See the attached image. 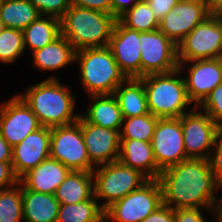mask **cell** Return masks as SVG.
<instances>
[{"label": "cell", "mask_w": 222, "mask_h": 222, "mask_svg": "<svg viewBox=\"0 0 222 222\" xmlns=\"http://www.w3.org/2000/svg\"><path fill=\"white\" fill-rule=\"evenodd\" d=\"M163 204L178 208H205L212 212L220 185L208 159L188 158L160 173ZM216 190V191H215ZM215 191V192H214Z\"/></svg>", "instance_id": "1"}, {"label": "cell", "mask_w": 222, "mask_h": 222, "mask_svg": "<svg viewBox=\"0 0 222 222\" xmlns=\"http://www.w3.org/2000/svg\"><path fill=\"white\" fill-rule=\"evenodd\" d=\"M183 71L149 74L140 77L145 88L149 112L157 118H179L192 111L193 104L187 94ZM187 108V109H186Z\"/></svg>", "instance_id": "4"}, {"label": "cell", "mask_w": 222, "mask_h": 222, "mask_svg": "<svg viewBox=\"0 0 222 222\" xmlns=\"http://www.w3.org/2000/svg\"><path fill=\"white\" fill-rule=\"evenodd\" d=\"M51 128L41 126L12 148V167L20 179L50 157Z\"/></svg>", "instance_id": "17"}, {"label": "cell", "mask_w": 222, "mask_h": 222, "mask_svg": "<svg viewBox=\"0 0 222 222\" xmlns=\"http://www.w3.org/2000/svg\"><path fill=\"white\" fill-rule=\"evenodd\" d=\"M212 212L211 214H215V222H222V200L220 199H215V201L213 202V206H212Z\"/></svg>", "instance_id": "44"}, {"label": "cell", "mask_w": 222, "mask_h": 222, "mask_svg": "<svg viewBox=\"0 0 222 222\" xmlns=\"http://www.w3.org/2000/svg\"><path fill=\"white\" fill-rule=\"evenodd\" d=\"M75 49L70 41L60 35L52 43L35 50L33 65L39 70L55 71L75 61Z\"/></svg>", "instance_id": "23"}, {"label": "cell", "mask_w": 222, "mask_h": 222, "mask_svg": "<svg viewBox=\"0 0 222 222\" xmlns=\"http://www.w3.org/2000/svg\"><path fill=\"white\" fill-rule=\"evenodd\" d=\"M50 158L73 171H93L82 134L81 115L76 122L51 128Z\"/></svg>", "instance_id": "8"}, {"label": "cell", "mask_w": 222, "mask_h": 222, "mask_svg": "<svg viewBox=\"0 0 222 222\" xmlns=\"http://www.w3.org/2000/svg\"><path fill=\"white\" fill-rule=\"evenodd\" d=\"M140 31L125 27L118 19L114 25L108 47L120 70L127 78L141 77Z\"/></svg>", "instance_id": "16"}, {"label": "cell", "mask_w": 222, "mask_h": 222, "mask_svg": "<svg viewBox=\"0 0 222 222\" xmlns=\"http://www.w3.org/2000/svg\"><path fill=\"white\" fill-rule=\"evenodd\" d=\"M199 111V112H198ZM198 107L181 116L183 142L187 158L208 159L221 129Z\"/></svg>", "instance_id": "11"}, {"label": "cell", "mask_w": 222, "mask_h": 222, "mask_svg": "<svg viewBox=\"0 0 222 222\" xmlns=\"http://www.w3.org/2000/svg\"><path fill=\"white\" fill-rule=\"evenodd\" d=\"M222 130V82L198 106Z\"/></svg>", "instance_id": "33"}, {"label": "cell", "mask_w": 222, "mask_h": 222, "mask_svg": "<svg viewBox=\"0 0 222 222\" xmlns=\"http://www.w3.org/2000/svg\"><path fill=\"white\" fill-rule=\"evenodd\" d=\"M118 161L125 166L138 170L147 179H159L162 172L156 164L151 142L120 139Z\"/></svg>", "instance_id": "20"}, {"label": "cell", "mask_w": 222, "mask_h": 222, "mask_svg": "<svg viewBox=\"0 0 222 222\" xmlns=\"http://www.w3.org/2000/svg\"><path fill=\"white\" fill-rule=\"evenodd\" d=\"M40 127L37 116L17 94L0 105V132L12 148Z\"/></svg>", "instance_id": "14"}, {"label": "cell", "mask_w": 222, "mask_h": 222, "mask_svg": "<svg viewBox=\"0 0 222 222\" xmlns=\"http://www.w3.org/2000/svg\"><path fill=\"white\" fill-rule=\"evenodd\" d=\"M40 16L29 0H3L0 4V19L9 28L23 31Z\"/></svg>", "instance_id": "27"}, {"label": "cell", "mask_w": 222, "mask_h": 222, "mask_svg": "<svg viewBox=\"0 0 222 222\" xmlns=\"http://www.w3.org/2000/svg\"><path fill=\"white\" fill-rule=\"evenodd\" d=\"M214 153V154H213ZM210 168L222 189V130L215 138L212 151L208 158Z\"/></svg>", "instance_id": "35"}, {"label": "cell", "mask_w": 222, "mask_h": 222, "mask_svg": "<svg viewBox=\"0 0 222 222\" xmlns=\"http://www.w3.org/2000/svg\"><path fill=\"white\" fill-rule=\"evenodd\" d=\"M155 18L160 20L173 9L180 0H146Z\"/></svg>", "instance_id": "39"}, {"label": "cell", "mask_w": 222, "mask_h": 222, "mask_svg": "<svg viewBox=\"0 0 222 222\" xmlns=\"http://www.w3.org/2000/svg\"><path fill=\"white\" fill-rule=\"evenodd\" d=\"M201 213L202 210L200 208L174 209L175 222H207Z\"/></svg>", "instance_id": "37"}, {"label": "cell", "mask_w": 222, "mask_h": 222, "mask_svg": "<svg viewBox=\"0 0 222 222\" xmlns=\"http://www.w3.org/2000/svg\"><path fill=\"white\" fill-rule=\"evenodd\" d=\"M23 221L57 222L60 203L54 194L38 193L22 185Z\"/></svg>", "instance_id": "22"}, {"label": "cell", "mask_w": 222, "mask_h": 222, "mask_svg": "<svg viewBox=\"0 0 222 222\" xmlns=\"http://www.w3.org/2000/svg\"><path fill=\"white\" fill-rule=\"evenodd\" d=\"M151 145L156 164L161 171L188 159L183 142L181 117L159 118Z\"/></svg>", "instance_id": "12"}, {"label": "cell", "mask_w": 222, "mask_h": 222, "mask_svg": "<svg viewBox=\"0 0 222 222\" xmlns=\"http://www.w3.org/2000/svg\"><path fill=\"white\" fill-rule=\"evenodd\" d=\"M163 205L159 179H148L138 189L116 201L104 211V220L141 222Z\"/></svg>", "instance_id": "7"}, {"label": "cell", "mask_w": 222, "mask_h": 222, "mask_svg": "<svg viewBox=\"0 0 222 222\" xmlns=\"http://www.w3.org/2000/svg\"><path fill=\"white\" fill-rule=\"evenodd\" d=\"M140 0H111L112 15L118 19L127 10L131 9Z\"/></svg>", "instance_id": "41"}, {"label": "cell", "mask_w": 222, "mask_h": 222, "mask_svg": "<svg viewBox=\"0 0 222 222\" xmlns=\"http://www.w3.org/2000/svg\"><path fill=\"white\" fill-rule=\"evenodd\" d=\"M71 170L58 160L48 158L29 170L19 182L28 190L38 193L55 194L58 186Z\"/></svg>", "instance_id": "19"}, {"label": "cell", "mask_w": 222, "mask_h": 222, "mask_svg": "<svg viewBox=\"0 0 222 222\" xmlns=\"http://www.w3.org/2000/svg\"><path fill=\"white\" fill-rule=\"evenodd\" d=\"M24 51L23 31L6 27L0 33V62L14 63Z\"/></svg>", "instance_id": "32"}, {"label": "cell", "mask_w": 222, "mask_h": 222, "mask_svg": "<svg viewBox=\"0 0 222 222\" xmlns=\"http://www.w3.org/2000/svg\"><path fill=\"white\" fill-rule=\"evenodd\" d=\"M141 77L178 69L177 44L159 29L140 32Z\"/></svg>", "instance_id": "10"}, {"label": "cell", "mask_w": 222, "mask_h": 222, "mask_svg": "<svg viewBox=\"0 0 222 222\" xmlns=\"http://www.w3.org/2000/svg\"><path fill=\"white\" fill-rule=\"evenodd\" d=\"M113 95L118 101L123 118L150 113L145 88L140 78H127L116 88Z\"/></svg>", "instance_id": "25"}, {"label": "cell", "mask_w": 222, "mask_h": 222, "mask_svg": "<svg viewBox=\"0 0 222 222\" xmlns=\"http://www.w3.org/2000/svg\"><path fill=\"white\" fill-rule=\"evenodd\" d=\"M19 183L11 162H0V190L9 189ZM4 187V188H3Z\"/></svg>", "instance_id": "36"}, {"label": "cell", "mask_w": 222, "mask_h": 222, "mask_svg": "<svg viewBox=\"0 0 222 222\" xmlns=\"http://www.w3.org/2000/svg\"><path fill=\"white\" fill-rule=\"evenodd\" d=\"M210 15H216L222 10V0H204Z\"/></svg>", "instance_id": "43"}, {"label": "cell", "mask_w": 222, "mask_h": 222, "mask_svg": "<svg viewBox=\"0 0 222 222\" xmlns=\"http://www.w3.org/2000/svg\"><path fill=\"white\" fill-rule=\"evenodd\" d=\"M204 0H180L159 22V30L178 44L208 16Z\"/></svg>", "instance_id": "15"}, {"label": "cell", "mask_w": 222, "mask_h": 222, "mask_svg": "<svg viewBox=\"0 0 222 222\" xmlns=\"http://www.w3.org/2000/svg\"><path fill=\"white\" fill-rule=\"evenodd\" d=\"M6 28L5 24L0 19V33Z\"/></svg>", "instance_id": "45"}, {"label": "cell", "mask_w": 222, "mask_h": 222, "mask_svg": "<svg viewBox=\"0 0 222 222\" xmlns=\"http://www.w3.org/2000/svg\"><path fill=\"white\" fill-rule=\"evenodd\" d=\"M116 21L112 14L71 5L60 19L61 35L75 51L107 47Z\"/></svg>", "instance_id": "3"}, {"label": "cell", "mask_w": 222, "mask_h": 222, "mask_svg": "<svg viewBox=\"0 0 222 222\" xmlns=\"http://www.w3.org/2000/svg\"><path fill=\"white\" fill-rule=\"evenodd\" d=\"M141 222H175L174 210L163 204Z\"/></svg>", "instance_id": "40"}, {"label": "cell", "mask_w": 222, "mask_h": 222, "mask_svg": "<svg viewBox=\"0 0 222 222\" xmlns=\"http://www.w3.org/2000/svg\"><path fill=\"white\" fill-rule=\"evenodd\" d=\"M61 35L60 19L40 16L23 30L24 47L31 53L50 43Z\"/></svg>", "instance_id": "26"}, {"label": "cell", "mask_w": 222, "mask_h": 222, "mask_svg": "<svg viewBox=\"0 0 222 222\" xmlns=\"http://www.w3.org/2000/svg\"><path fill=\"white\" fill-rule=\"evenodd\" d=\"M54 195L60 204H75L91 199L94 196L92 171L71 170Z\"/></svg>", "instance_id": "24"}, {"label": "cell", "mask_w": 222, "mask_h": 222, "mask_svg": "<svg viewBox=\"0 0 222 222\" xmlns=\"http://www.w3.org/2000/svg\"><path fill=\"white\" fill-rule=\"evenodd\" d=\"M92 105L81 116L91 124L118 130L122 127L123 115L113 94L90 95Z\"/></svg>", "instance_id": "21"}, {"label": "cell", "mask_w": 222, "mask_h": 222, "mask_svg": "<svg viewBox=\"0 0 222 222\" xmlns=\"http://www.w3.org/2000/svg\"><path fill=\"white\" fill-rule=\"evenodd\" d=\"M118 20L127 28L146 32L159 29V21L146 0H140Z\"/></svg>", "instance_id": "29"}, {"label": "cell", "mask_w": 222, "mask_h": 222, "mask_svg": "<svg viewBox=\"0 0 222 222\" xmlns=\"http://www.w3.org/2000/svg\"><path fill=\"white\" fill-rule=\"evenodd\" d=\"M222 58V23L209 15L177 44L178 62Z\"/></svg>", "instance_id": "9"}, {"label": "cell", "mask_w": 222, "mask_h": 222, "mask_svg": "<svg viewBox=\"0 0 222 222\" xmlns=\"http://www.w3.org/2000/svg\"><path fill=\"white\" fill-rule=\"evenodd\" d=\"M23 221L22 184L0 190V222Z\"/></svg>", "instance_id": "31"}, {"label": "cell", "mask_w": 222, "mask_h": 222, "mask_svg": "<svg viewBox=\"0 0 222 222\" xmlns=\"http://www.w3.org/2000/svg\"><path fill=\"white\" fill-rule=\"evenodd\" d=\"M41 16H52L61 19L70 8V0H29Z\"/></svg>", "instance_id": "34"}, {"label": "cell", "mask_w": 222, "mask_h": 222, "mask_svg": "<svg viewBox=\"0 0 222 222\" xmlns=\"http://www.w3.org/2000/svg\"><path fill=\"white\" fill-rule=\"evenodd\" d=\"M81 128L89 161L95 167L118 161L120 151L118 130L88 123L82 116Z\"/></svg>", "instance_id": "18"}, {"label": "cell", "mask_w": 222, "mask_h": 222, "mask_svg": "<svg viewBox=\"0 0 222 222\" xmlns=\"http://www.w3.org/2000/svg\"><path fill=\"white\" fill-rule=\"evenodd\" d=\"M0 162H12V147L0 132Z\"/></svg>", "instance_id": "42"}, {"label": "cell", "mask_w": 222, "mask_h": 222, "mask_svg": "<svg viewBox=\"0 0 222 222\" xmlns=\"http://www.w3.org/2000/svg\"><path fill=\"white\" fill-rule=\"evenodd\" d=\"M75 61L79 63L80 85L88 95L113 94L127 79L108 46L78 50Z\"/></svg>", "instance_id": "5"}, {"label": "cell", "mask_w": 222, "mask_h": 222, "mask_svg": "<svg viewBox=\"0 0 222 222\" xmlns=\"http://www.w3.org/2000/svg\"><path fill=\"white\" fill-rule=\"evenodd\" d=\"M97 167L92 171L94 197L96 200H105L100 204L104 211L116 201L138 189L148 180L138 170L125 166L119 161Z\"/></svg>", "instance_id": "6"}, {"label": "cell", "mask_w": 222, "mask_h": 222, "mask_svg": "<svg viewBox=\"0 0 222 222\" xmlns=\"http://www.w3.org/2000/svg\"><path fill=\"white\" fill-rule=\"evenodd\" d=\"M71 5L112 14L111 0H70Z\"/></svg>", "instance_id": "38"}, {"label": "cell", "mask_w": 222, "mask_h": 222, "mask_svg": "<svg viewBox=\"0 0 222 222\" xmlns=\"http://www.w3.org/2000/svg\"><path fill=\"white\" fill-rule=\"evenodd\" d=\"M55 76L29 86L17 94L37 116L41 126L55 127L76 122L81 113H74L75 96Z\"/></svg>", "instance_id": "2"}, {"label": "cell", "mask_w": 222, "mask_h": 222, "mask_svg": "<svg viewBox=\"0 0 222 222\" xmlns=\"http://www.w3.org/2000/svg\"><path fill=\"white\" fill-rule=\"evenodd\" d=\"M216 16L220 19L222 23V10L219 13H217Z\"/></svg>", "instance_id": "46"}, {"label": "cell", "mask_w": 222, "mask_h": 222, "mask_svg": "<svg viewBox=\"0 0 222 222\" xmlns=\"http://www.w3.org/2000/svg\"><path fill=\"white\" fill-rule=\"evenodd\" d=\"M178 63L180 71L189 63L188 75L183 78L190 101L193 106L198 107L212 90L222 82V58Z\"/></svg>", "instance_id": "13"}, {"label": "cell", "mask_w": 222, "mask_h": 222, "mask_svg": "<svg viewBox=\"0 0 222 222\" xmlns=\"http://www.w3.org/2000/svg\"><path fill=\"white\" fill-rule=\"evenodd\" d=\"M156 116L151 113L130 118H123L120 129V139H135L144 142H151L154 129L157 123Z\"/></svg>", "instance_id": "30"}, {"label": "cell", "mask_w": 222, "mask_h": 222, "mask_svg": "<svg viewBox=\"0 0 222 222\" xmlns=\"http://www.w3.org/2000/svg\"><path fill=\"white\" fill-rule=\"evenodd\" d=\"M57 222H105L104 210L94 196L75 204H60Z\"/></svg>", "instance_id": "28"}]
</instances>
